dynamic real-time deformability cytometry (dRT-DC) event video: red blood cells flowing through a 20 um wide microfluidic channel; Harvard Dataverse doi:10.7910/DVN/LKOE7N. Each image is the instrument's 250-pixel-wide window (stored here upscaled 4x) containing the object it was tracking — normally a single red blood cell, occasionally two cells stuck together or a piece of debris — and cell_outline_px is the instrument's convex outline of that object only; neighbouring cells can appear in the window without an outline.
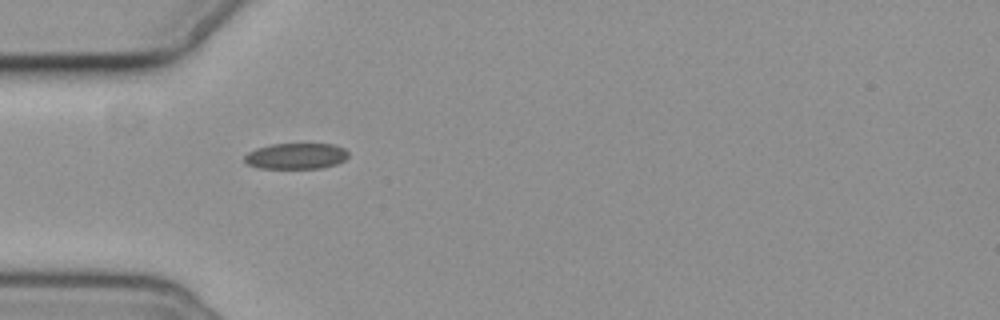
{"species": "common noctule bat (a hibernating species)", "species_latin": "Nyctalus noctula", "temperature_condition": "cold", "stored_images_in_passage": 3, "camera_frame_rate_fps": 3000, "um_per_image_px": 0.085, "animal": {"sex": "female", "body_mass_g": 19.3, "forearm_length_mm": 54.1}, "frame": {"image": 1, "passage_image": 3, "time_ms": 2.0, "image_size_px": [1000, 320], "cell_outline_px": [[348, 156], [344, 160], [336, 164], [320, 168], [260, 168], [248, 164], [244, 160], [244, 156], [248, 152], [256, 148], [272, 144], [336, 144], [344, 148], [348, 152]], "centroid_in_image_um": [25.17, 13.26], "position_along_channel_um": 59.8, "area_um2": 15.66}}